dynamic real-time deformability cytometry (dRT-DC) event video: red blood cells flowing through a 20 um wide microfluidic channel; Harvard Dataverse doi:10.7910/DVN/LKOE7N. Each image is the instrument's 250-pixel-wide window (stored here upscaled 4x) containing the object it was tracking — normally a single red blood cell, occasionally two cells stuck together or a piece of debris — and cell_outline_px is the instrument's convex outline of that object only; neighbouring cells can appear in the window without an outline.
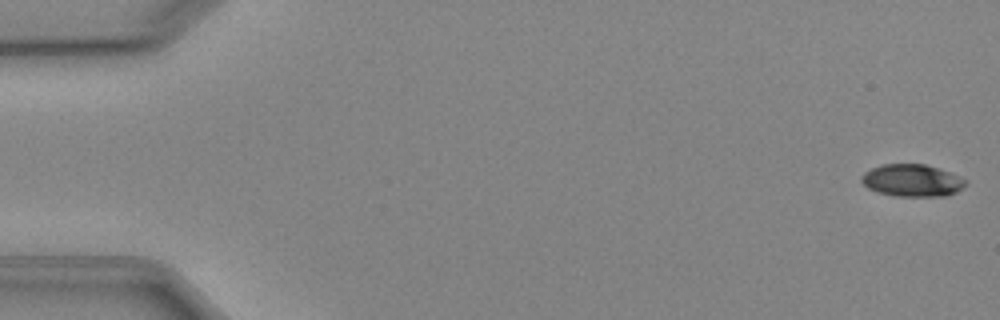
{"species": "Egyptian fruit bat (a non-hibernating species)", "species_latin": "Rousettus aegyptiacus", "temperature_condition": "cold", "stored_images_in_passage": 4, "camera_frame_rate_fps": 3000, "um_per_image_px": 0.085, "animal": {"sex": "female"}, "frame": {"image": 1, "passage_image": 1, "time_ms": 0.0, "image_size_px": [1000, 320], "cell_outline_px": [[968, 184], [956, 192], [948, 196], [896, 196], [876, 192], [868, 188], [860, 180], [860, 176], [864, 172], [880, 164], [924, 164], [960, 176], [968, 180]], "centroid_in_image_um": [77.53, 15.34], "position_along_channel_um": 7.5, "area_um2": 19.71}}
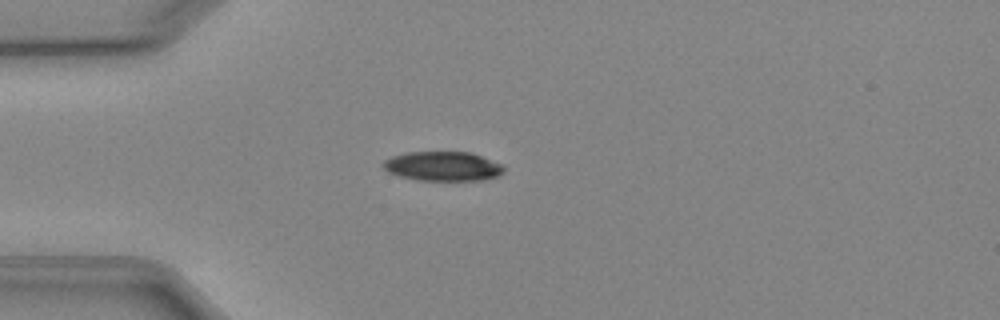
{"frame": {"image": 2, "passage_image": 4, "time_ms": 4.333, "image_size_px": [1000, 320], "cell_outline_px": [[504, 172], [500, 176], [484, 180], [416, 180], [400, 176], [388, 172], [380, 164], [384, 160], [392, 156], [408, 152], [472, 152], [504, 164]], "centroid_in_image_um": [37.68, 14.13], "position_along_channel_um": 47.3, "area_um2": 20.98}}